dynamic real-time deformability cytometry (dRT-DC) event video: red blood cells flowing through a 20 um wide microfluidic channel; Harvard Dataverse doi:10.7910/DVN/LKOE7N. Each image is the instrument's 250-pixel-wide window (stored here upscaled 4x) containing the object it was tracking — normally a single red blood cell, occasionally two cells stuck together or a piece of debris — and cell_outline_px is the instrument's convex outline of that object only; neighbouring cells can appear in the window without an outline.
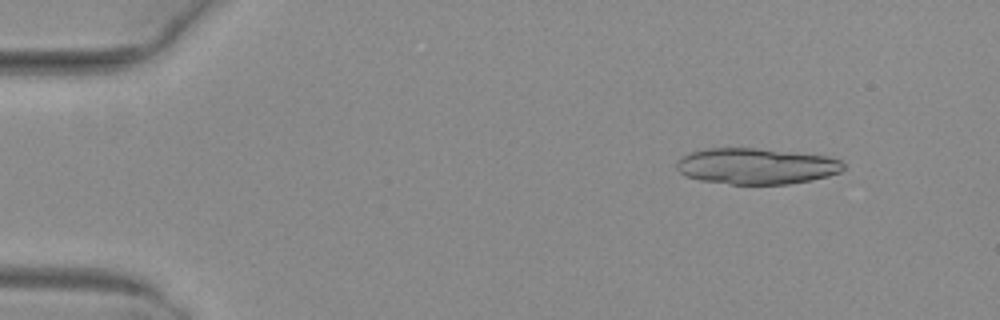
{"species": "common noctule bat (a hibernating species)", "species_latin": "Nyctalus noctula", "temperature_condition": "warm", "stored_images_in_passage": 52, "camera_frame_rate_fps": 3000, "um_per_image_px": 0.085, "animal": {"sex": "female", "body_mass_g": 29.2, "forearm_length_mm": 56.3}, "frame": {"image": 1, "passage_image": 6, "time_ms": 1.667, "image_size_px": [1000, 320], "cell_outline_px": [[844, 168], [840, 172], [828, 176], [812, 180], [788, 184], [732, 184], [700, 180], [684, 176], [676, 168], [676, 164], [684, 156], [692, 152], [704, 148], [756, 148], [828, 156], [840, 160], [844, 164]], "centroid_in_image_um": [64.29, 14.12], "position_along_channel_um": 20.7, "area_um2": 34.97}}
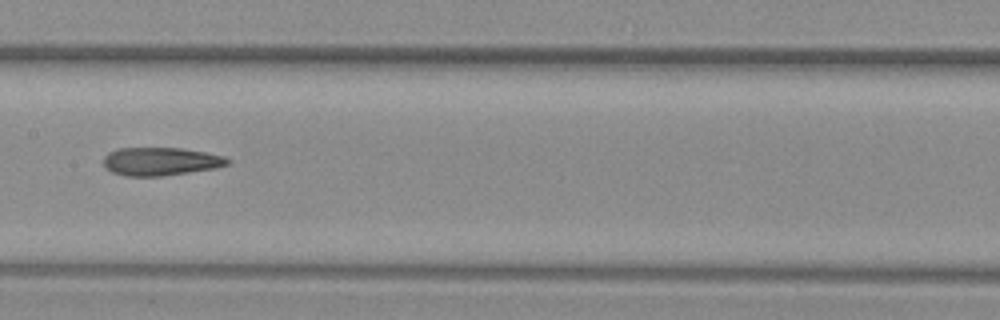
{"frame": {"image": 2, "passage_image": 27, "time_ms": 8.667, "image_size_px": [1000, 320], "cell_outline_px": [[232, 160], [228, 164], [216, 168], [160, 176], [124, 176], [112, 172], [104, 164], [104, 156], [108, 152], [120, 148], [180, 148], [204, 152], [224, 156]], "centroid_in_image_um": [13.66, 13.72], "position_along_channel_um": 193.7, "area_um2": 20.23}}
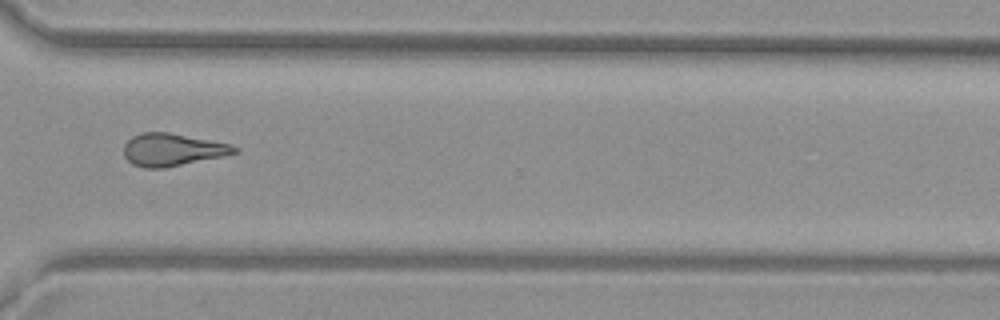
{"frame": {"image": 3, "passage_image": 39, "time_ms": 12.667, "image_size_px": [1000, 320], "cell_outline_px": [[240, 152], [224, 156], [164, 168], [144, 168], [132, 164], [124, 156], [124, 144], [132, 136], [140, 132], [168, 132], [232, 144], [240, 148]], "centroid_in_image_um": [14.67, 12.72], "position_along_channel_um": 355.9, "area_um2": 21.15}, "authors_computed_cell_mechanics": {"area_um2": 21.4438, "velocity_mm_per_s": 4.0601, "shape_relaxation_time_tau1_ms": null, "shape_relaxation_time_tau2_ms": 4.9372, "deformation_change_tau1": null, "deformation_change_tau2": 0.1817}}